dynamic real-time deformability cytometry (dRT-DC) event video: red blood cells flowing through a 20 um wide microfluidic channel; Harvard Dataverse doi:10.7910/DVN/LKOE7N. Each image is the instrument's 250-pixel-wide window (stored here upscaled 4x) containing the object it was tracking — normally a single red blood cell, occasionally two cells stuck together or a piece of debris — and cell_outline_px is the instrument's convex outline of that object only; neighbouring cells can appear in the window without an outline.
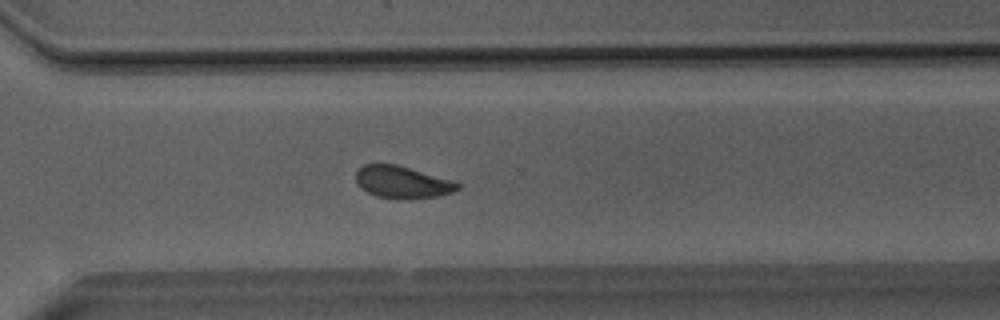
{"species": "Egyptian fruit bat (a non-hibernating species)", "species_latin": "Rousettus aegyptiacus", "temperature_condition": "room temperature", "stored_images_in_passage": 51, "camera_frame_rate_fps": 3000, "um_per_image_px": 0.085, "animal": {"sex": "male"}, "frame": {"image": 1, "passage_image": 37, "time_ms": 12.0, "image_size_px": [1000, 320], "cell_outline_px": [[460, 188], [452, 192], [436, 196], [376, 196], [360, 188], [356, 184], [356, 172], [364, 164], [396, 164], [452, 180], [460, 184]], "centroid_in_image_um": [34.16, 15.43], "position_along_channel_um": 336.4, "area_um2": 18.21}}
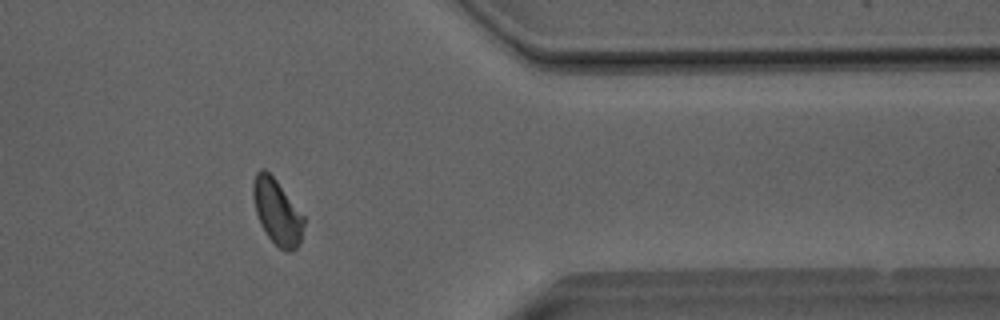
{"frame": {"image": 2, "passage_image": 42, "time_ms": 13.667, "image_size_px": [1000, 320], "cell_outline_px": [[304, 224], [300, 244], [296, 248], [288, 252], [284, 252], [268, 236], [260, 224], [256, 212], [252, 196], [252, 180], [256, 172], [260, 168], [264, 168], [276, 180], [304, 216]], "centroid_in_image_um": [23.53, 18.0], "position_along_channel_um": 387.9, "area_um2": 19.31}}
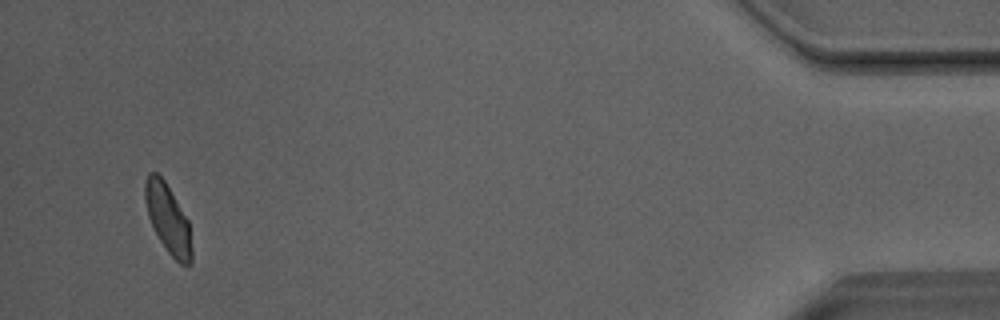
{"frame": {"image": 3, "passage_image": 49, "time_ms": 16.0, "image_size_px": [1000, 320], "cell_outline_px": [[192, 264], [180, 264], [168, 252], [160, 240], [148, 216], [144, 200], [144, 180], [148, 172], [156, 172], [164, 180], [188, 220], [192, 248]], "centroid_in_image_um": [14.26, 18.58], "position_along_channel_um": 420.9, "area_um2": 18.61}, "authors_computed_cell_mechanics": {"area_um2": 19.8832, "velocity_mm_per_s": 4.0557, "shape_relaxation_time_tau1_ms": 7.1658, "shape_relaxation_time_tau2_ms": 1.8756, "deformation_change_tau1": 0.1403, "deformation_change_tau2": 0.0681}}